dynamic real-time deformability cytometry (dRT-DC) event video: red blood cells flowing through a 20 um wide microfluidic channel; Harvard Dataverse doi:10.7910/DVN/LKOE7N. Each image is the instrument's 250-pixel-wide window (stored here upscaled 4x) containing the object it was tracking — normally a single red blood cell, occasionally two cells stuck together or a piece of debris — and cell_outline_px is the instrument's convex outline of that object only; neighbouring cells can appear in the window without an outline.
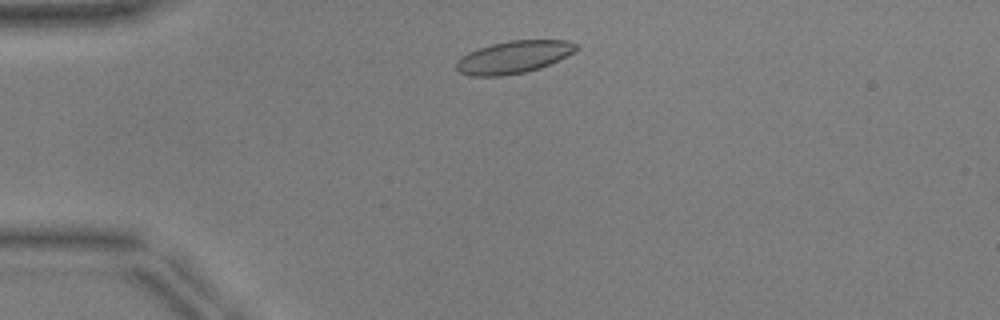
{"species": "common noctule bat (a hibernating species)", "species_latin": "Nyctalus noctula", "temperature_condition": "warm", "stored_images_in_passage": 41, "camera_frame_rate_fps": 3000, "um_per_image_px": 0.085, "animal": {"sex": "male", "body_mass_g": 17.9, "forearm_length_mm": 54.2}, "frame": {"image": 1, "passage_image": 2, "time_ms": 0.333, "image_size_px": [1000, 320], "cell_outline_px": [[580, 48], [540, 68], [524, 72], [504, 76], [472, 76], [460, 72], [456, 68], [456, 60], [468, 52], [492, 44], [508, 40], [568, 40], [580, 44]], "centroid_in_image_um": [43.65, 4.84], "position_along_channel_um": 41.3, "area_um2": 22.54}}
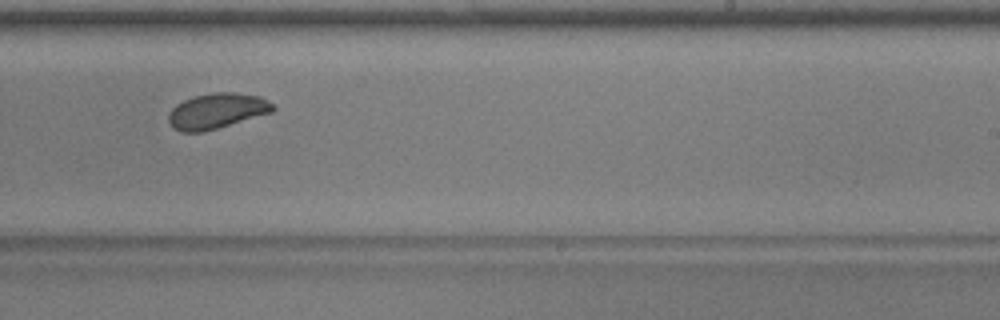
{"frame": {"image": 2, "passage_image": 22, "time_ms": 7.0, "image_size_px": [1000, 320], "cell_outline_px": [[276, 108], [272, 112], [204, 132], [180, 132], [172, 128], [168, 120], [168, 112], [176, 104], [184, 100], [196, 96], [216, 92], [236, 92], [260, 96], [272, 104]], "centroid_in_image_um": [18.4, 9.44], "position_along_channel_um": 270.6, "area_um2": 21.56}}
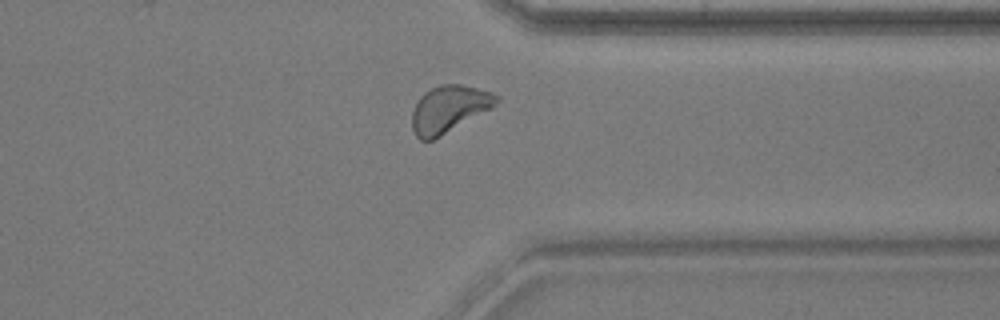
{"frame": {"image": 3, "passage_image": 30, "time_ms": 9.667, "image_size_px": [1000, 320], "cell_outline_px": [[500, 100], [492, 108], [440, 136], [432, 140], [420, 140], [416, 136], [412, 128], [412, 112], [420, 96], [424, 92], [440, 84], [460, 84], [492, 92], [500, 96]], "centroid_in_image_um": [38.17, 9.25], "position_along_channel_um": 373.2, "area_um2": 22.95}, "authors_computed_cell_mechanics": {"area_um2": 22.3108, "velocity_mm_per_s": 3.9013, "shape_relaxation_time_tau1_ms": null, "shape_relaxation_time_tau2_ms": 0.7619, "deformation_change_tau1": null, "deformation_change_tau2": 0.0584}}